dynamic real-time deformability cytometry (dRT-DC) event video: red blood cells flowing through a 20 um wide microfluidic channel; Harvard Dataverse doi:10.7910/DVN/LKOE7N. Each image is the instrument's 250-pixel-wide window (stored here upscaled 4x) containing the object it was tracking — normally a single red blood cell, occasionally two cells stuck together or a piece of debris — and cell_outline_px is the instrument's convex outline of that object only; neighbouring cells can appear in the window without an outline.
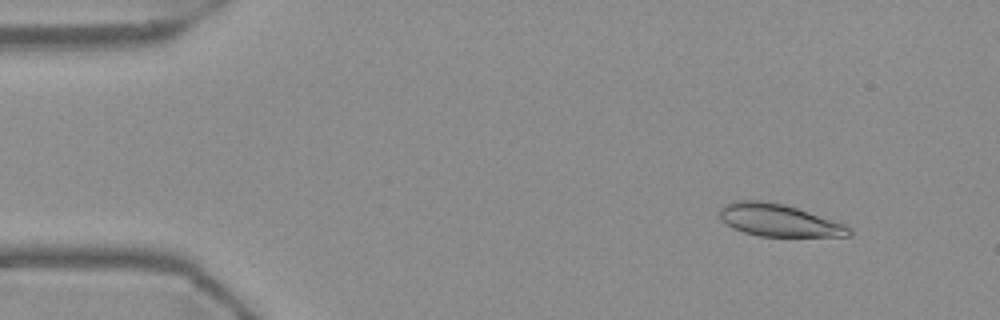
{"species": "Egyptian fruit bat (a non-hibernating species)", "species_latin": "Rousettus aegyptiacus", "temperature_condition": "warm", "stored_images_in_passage": 55, "camera_frame_rate_fps": 3000, "um_per_image_px": 0.085, "frame": {"image": 1, "passage_image": 6, "time_ms": 1.667, "image_size_px": [1000, 320], "cell_outline_px": [[852, 236], [760, 236], [744, 232], [732, 228], [720, 220], [720, 208], [724, 204], [732, 200], [768, 200], [784, 204], [844, 224], [852, 228]], "centroid_in_image_um": [66.15, 18.71], "position_along_channel_um": 18.9, "area_um2": 24.45}}
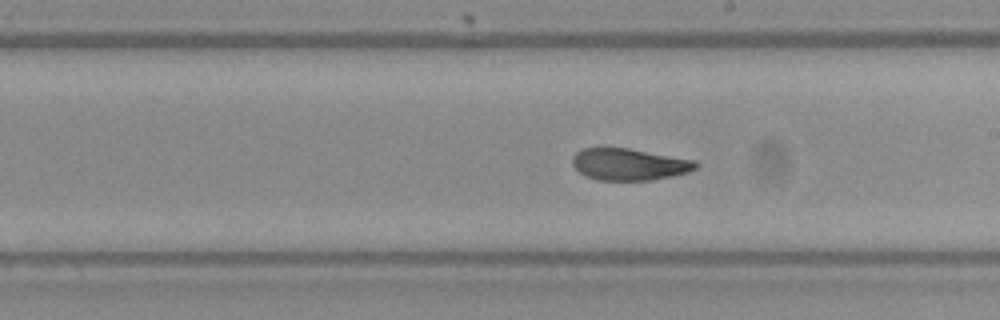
{"frame": {"image": 2, "passage_image": 31, "time_ms": 10.0, "image_size_px": [1000, 320], "cell_outline_px": [[700, 164], [696, 168], [688, 172], [672, 176], [652, 180], [600, 180], [588, 176], [580, 172], [572, 164], [572, 156], [576, 152], [584, 148], [628, 148], [696, 160]], "centroid_in_image_um": [53.51, 13.96], "position_along_channel_um": 235.5, "area_um2": 22.77}}
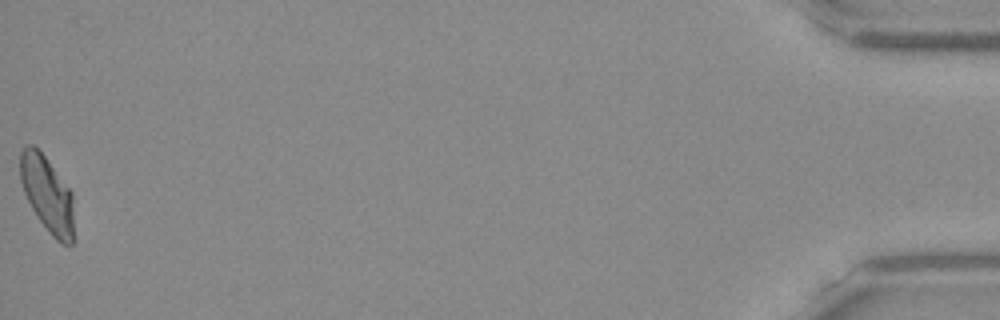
{"frame": {"image": 3, "passage_image": 55, "time_ms": 18.0, "image_size_px": [1000, 320], "cell_outline_px": [[72, 244], [60, 244], [52, 236], [40, 220], [32, 208], [24, 192], [20, 180], [20, 152], [24, 144], [32, 144], [44, 156], [72, 192]], "centroid_in_image_um": [3.98, 16.48], "position_along_channel_um": 431.2, "area_um2": 23.29}, "authors_computed_cell_mechanics": {"area_um2": 24.2182, "velocity_mm_per_s": 3.7103, "shape_relaxation_time_tau1_ms": 10.8612, "shape_relaxation_time_tau2_ms": 2.0641, "deformation_change_tau1": 0.273, "deformation_change_tau2": 0.0754}}